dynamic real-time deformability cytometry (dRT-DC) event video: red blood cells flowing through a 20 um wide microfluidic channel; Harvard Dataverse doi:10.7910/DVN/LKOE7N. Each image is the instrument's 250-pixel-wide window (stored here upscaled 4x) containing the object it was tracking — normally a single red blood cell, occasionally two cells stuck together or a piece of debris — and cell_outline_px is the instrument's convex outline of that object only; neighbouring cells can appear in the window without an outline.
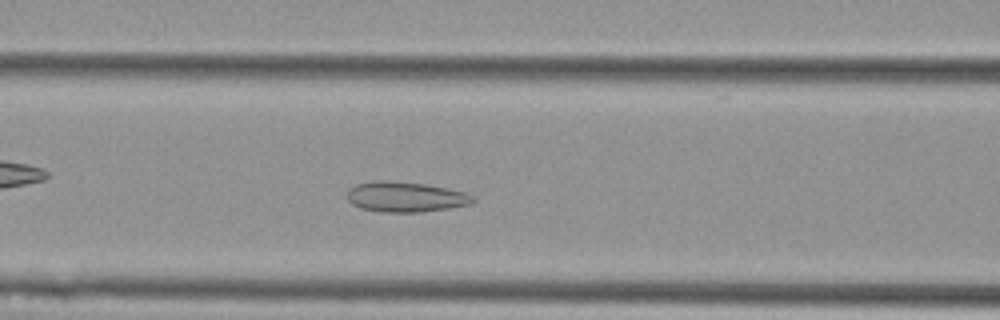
{"species": "Egyptian fruit bat (a non-hibernating species)", "species_latin": "Rousettus aegyptiacus", "temperature_condition": "cold", "stored_images_in_passage": 46, "camera_frame_rate_fps": 3000, "um_per_image_px": 0.085, "animal": {"sex": "female"}, "frame": {"image": 1, "passage_image": 16, "time_ms": 5.0, "image_size_px": [1000, 320], "cell_outline_px": [[476, 200], [468, 204], [448, 208], [420, 212], [380, 212], [360, 208], [352, 204], [348, 200], [348, 188], [356, 184], [380, 180], [384, 180], [424, 184], [464, 192], [476, 196]], "centroid_in_image_um": [34.44, 16.74], "position_along_channel_um": 132.2, "area_um2": 22.02}}
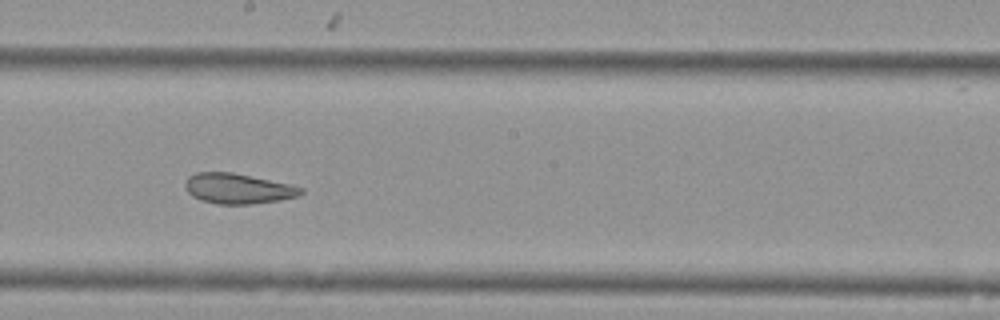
{"frame": {"image": 2, "passage_image": 24, "time_ms": 7.667, "image_size_px": [1000, 320], "cell_outline_px": [[304, 192], [296, 196], [280, 200], [252, 204], [216, 204], [200, 200], [192, 196], [184, 188], [184, 184], [188, 176], [196, 172], [232, 172], [288, 184], [304, 188]], "centroid_in_image_um": [20.17, 16.03], "position_along_channel_um": 228.0, "area_um2": 20.4}}
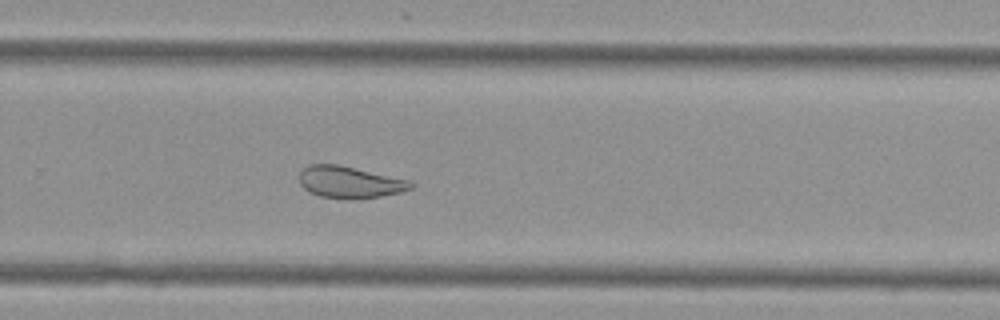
{"frame": {"image": 3, "passage_image": 30, "time_ms": 9.667, "image_size_px": [1000, 320], "cell_outline_px": [[416, 184], [412, 188], [400, 192], [360, 200], [320, 196], [308, 192], [300, 184], [300, 172], [308, 164], [340, 164], [412, 180]], "centroid_in_image_um": [29.77, 15.48], "position_along_channel_um": 300.0, "area_um2": 21.04}, "authors_computed_cell_mechanics": {"area_um2": 24.1604, "velocity_mm_per_s": 3.6074, "shape_relaxation_time_tau1_ms": null, "shape_relaxation_time_tau2_ms": 1.5137, "deformation_change_tau1": null, "deformation_change_tau2": 0.0688}}